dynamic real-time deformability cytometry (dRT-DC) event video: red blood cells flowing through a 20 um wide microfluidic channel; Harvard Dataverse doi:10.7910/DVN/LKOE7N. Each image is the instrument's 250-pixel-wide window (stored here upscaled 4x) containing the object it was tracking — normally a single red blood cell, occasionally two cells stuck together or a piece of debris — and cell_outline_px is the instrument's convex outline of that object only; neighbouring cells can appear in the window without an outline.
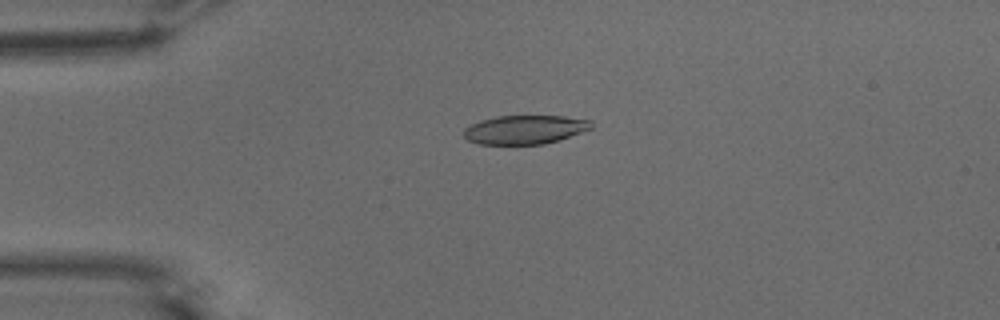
{"species": "common noctule bat (a hibernating species)", "species_latin": "Nyctalus noctula", "temperature_condition": "warm", "stored_images_in_passage": 45, "camera_frame_rate_fps": 3000, "um_per_image_px": 0.085, "animal": {"sex": "male", "body_mass_g": 15.6}, "frame": {"image": 1, "passage_image": 4, "time_ms": 1.0, "image_size_px": [1000, 320], "cell_outline_px": [[592, 128], [560, 140], [544, 144], [480, 144], [468, 140], [464, 136], [464, 128], [480, 120], [496, 116], [564, 116], [592, 120]], "centroid_in_image_um": [44.63, 11.01], "position_along_channel_um": 40.4, "area_um2": 21.44}}
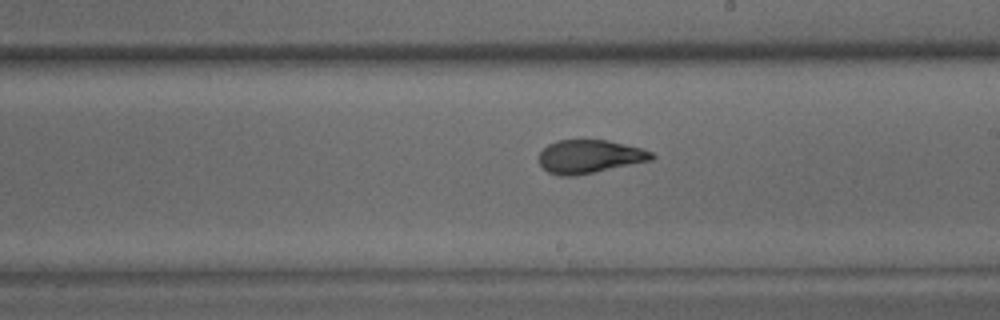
{"frame": {"image": 2, "passage_image": 22, "time_ms": 7.0, "image_size_px": [1000, 320], "cell_outline_px": [[656, 156], [652, 160], [576, 176], [560, 176], [548, 172], [540, 164], [540, 152], [548, 144], [556, 140], [608, 140], [640, 148], [652, 152]], "centroid_in_image_um": [50.11, 13.31], "position_along_channel_um": 238.9, "area_um2": 21.85}}
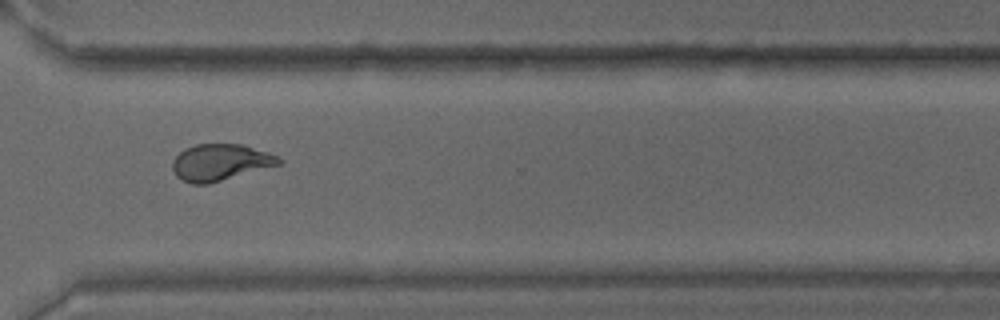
{"frame": {"image": 3, "passage_image": 31, "time_ms": 10.0, "image_size_px": [1000, 320], "cell_outline_px": [[284, 160], [280, 164], [208, 184], [192, 184], [176, 176], [172, 168], [172, 160], [184, 148], [196, 144], [240, 144], [268, 152]], "centroid_in_image_um": [18.7, 13.79], "position_along_channel_um": 351.9, "area_um2": 22.48}, "authors_computed_cell_mechanics": {"area_um2": 22.4842, "velocity_mm_per_s": 3.7711, "shape_relaxation_time_tau1_ms": 5.4643, "shape_relaxation_time_tau2_ms": 1.3866, "deformation_change_tau1": 0.2027, "deformation_change_tau2": 0.0848}}